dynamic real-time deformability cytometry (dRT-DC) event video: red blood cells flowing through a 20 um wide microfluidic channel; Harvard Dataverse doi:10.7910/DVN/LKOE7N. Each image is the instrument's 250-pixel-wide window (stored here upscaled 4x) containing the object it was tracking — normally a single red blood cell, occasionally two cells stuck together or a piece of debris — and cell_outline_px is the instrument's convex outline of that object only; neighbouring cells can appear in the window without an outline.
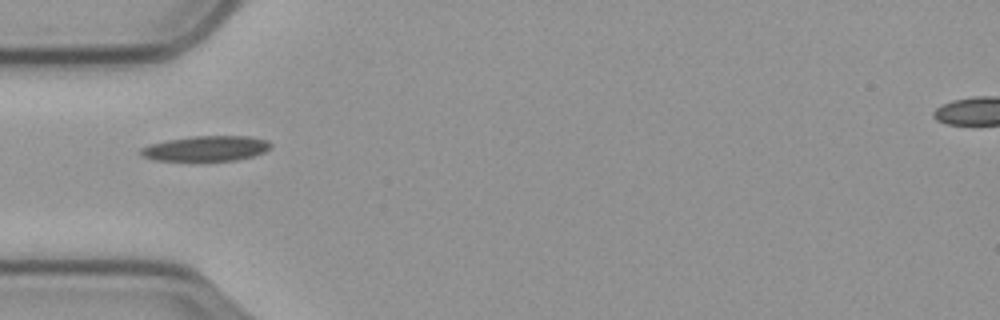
{"species": "common noctule bat (a hibernating species)", "species_latin": "Nyctalus noctula", "temperature_condition": "cold", "stored_images_in_passage": 37, "camera_frame_rate_fps": 3000, "um_per_image_px": 0.085, "animal": {"sex": "male", "body_mass_g": 23.1, "forearm_length_mm": 52.7}, "frame": {"image": 1, "passage_image": 1, "time_ms": 0.0, "image_size_px": [1000, 320], "cell_outline_px": [[272, 148], [264, 152], [252, 156], [236, 160], [156, 160], [144, 156], [140, 152], [140, 148], [148, 144], [168, 140], [192, 136], [248, 136], [268, 140], [272, 144]], "centroid_in_image_um": [17.56, 12.6], "position_along_channel_um": 67.4, "area_um2": 18.96}}
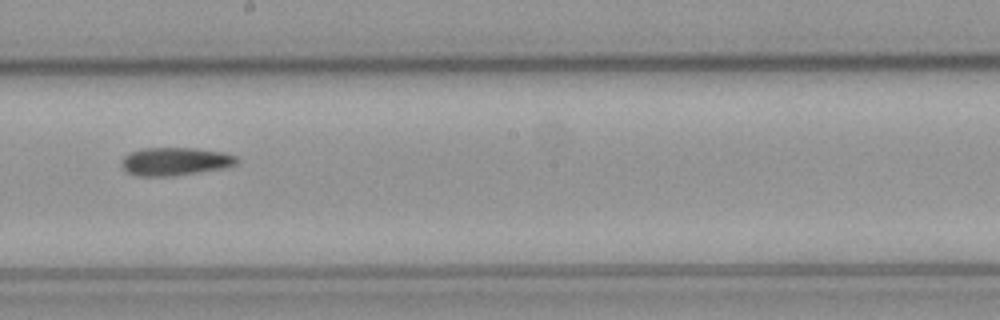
{"frame": {"image": 2, "passage_image": 15, "time_ms": 4.667, "image_size_px": [1000, 320], "cell_outline_px": [[236, 164], [224, 168], [172, 176], [136, 176], [128, 172], [120, 164], [120, 160], [124, 156], [132, 152], [144, 148], [196, 148], [224, 152], [236, 156]], "centroid_in_image_um": [14.86, 13.72], "position_along_channel_um": 233.3, "area_um2": 18.79}}
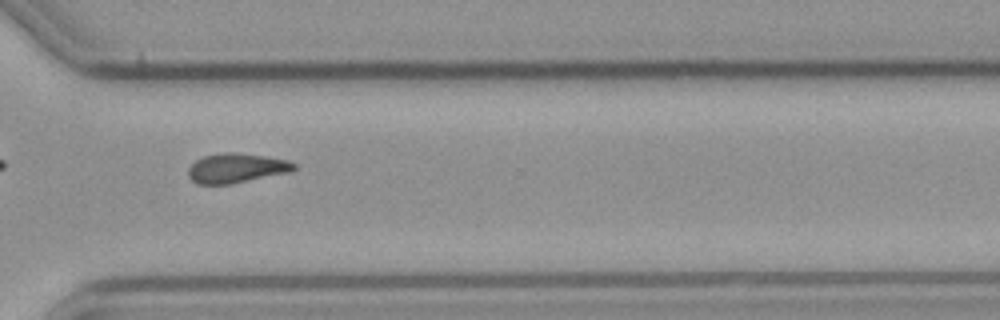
{"frame": {"image": 3, "passage_image": 25, "time_ms": 8.0, "image_size_px": [1000, 320], "cell_outline_px": [[296, 168], [288, 172], [232, 184], [196, 184], [188, 176], [188, 168], [196, 160], [204, 156], [224, 152], [232, 152], [264, 156], [288, 160], [296, 164]], "centroid_in_image_um": [20.07, 14.29], "position_along_channel_um": 350.5, "area_um2": 18.09}}